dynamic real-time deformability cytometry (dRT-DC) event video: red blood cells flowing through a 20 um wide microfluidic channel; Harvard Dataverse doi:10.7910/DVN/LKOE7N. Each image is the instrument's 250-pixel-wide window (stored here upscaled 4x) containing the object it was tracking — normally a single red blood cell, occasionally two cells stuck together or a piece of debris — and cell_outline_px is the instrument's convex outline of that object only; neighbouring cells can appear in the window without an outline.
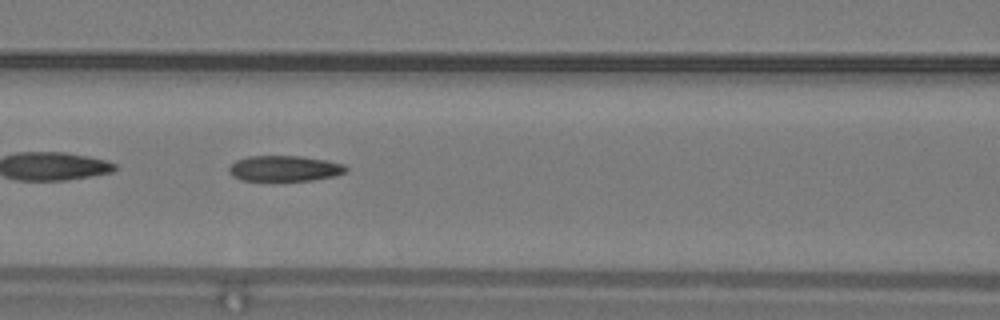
{"species": "common noctule bat (a hibernating species)", "species_latin": "Nyctalus noctula", "temperature_condition": "warm", "stored_images_in_passage": 48, "camera_frame_rate_fps": 3000, "um_per_image_px": 0.085, "animal": {"sex": "male", "body_mass_g": 19.2, "forearm_length_mm": 51.8}, "frame": {"image": 1, "passage_image": 21, "time_ms": 6.667, "image_size_px": [1000, 320], "cell_outline_px": [[348, 168], [344, 172], [336, 176], [312, 180], [240, 180], [232, 176], [228, 172], [228, 168], [236, 160], [248, 156], [300, 156], [324, 160], [344, 164]], "centroid_in_image_um": [24.16, 14.32], "position_along_channel_um": 142.4, "area_um2": 17.4}, "authors_computed_cell_mechanics": {"area_um2": 18.4671, "velocity_mm_per_s": 4.2397, "shape_relaxation_time_tau1_ms": null, "shape_relaxation_time_tau2_ms": 3.3376, "deformation_change_tau1": null, "deformation_change_tau2": 0.1315}}